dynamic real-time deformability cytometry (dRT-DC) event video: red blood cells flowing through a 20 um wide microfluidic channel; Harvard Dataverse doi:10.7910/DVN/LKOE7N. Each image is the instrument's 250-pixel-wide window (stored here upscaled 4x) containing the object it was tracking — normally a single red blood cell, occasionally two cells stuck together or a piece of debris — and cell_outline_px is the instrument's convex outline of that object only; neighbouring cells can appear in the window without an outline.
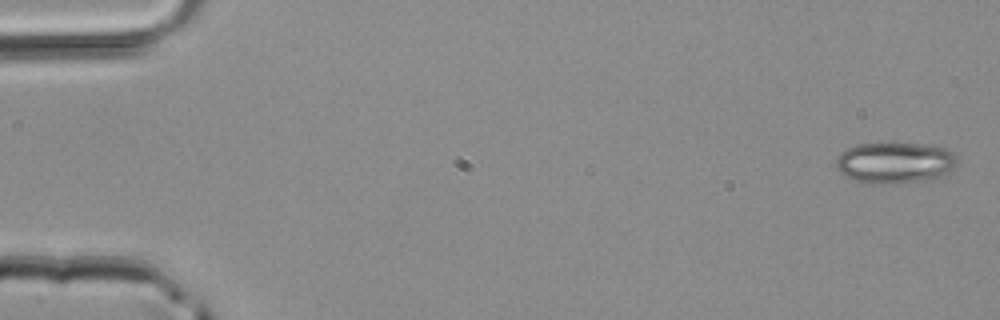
{"species": "common noctule bat (a hibernating species)", "species_latin": "Nyctalus noctula", "temperature_condition": "room temperature", "stored_images_in_passage": 4, "camera_frame_rate_fps": 3000, "um_per_image_px": 0.085, "animal": {"sex": "male", "body_mass_g": 20.4}, "frame": {"image": 1, "passage_image": 1, "time_ms": 0.0, "image_size_px": [1000, 320], "cell_outline_px": [[960, 160], [940, 180], [892, 184], [864, 184], [844, 176], [840, 172], [836, 164], [836, 156], [840, 152], [856, 144], [924, 144], [948, 148]], "centroid_in_image_um": [76.1, 13.87], "position_along_channel_um": 8.9, "area_um2": 29.82}}